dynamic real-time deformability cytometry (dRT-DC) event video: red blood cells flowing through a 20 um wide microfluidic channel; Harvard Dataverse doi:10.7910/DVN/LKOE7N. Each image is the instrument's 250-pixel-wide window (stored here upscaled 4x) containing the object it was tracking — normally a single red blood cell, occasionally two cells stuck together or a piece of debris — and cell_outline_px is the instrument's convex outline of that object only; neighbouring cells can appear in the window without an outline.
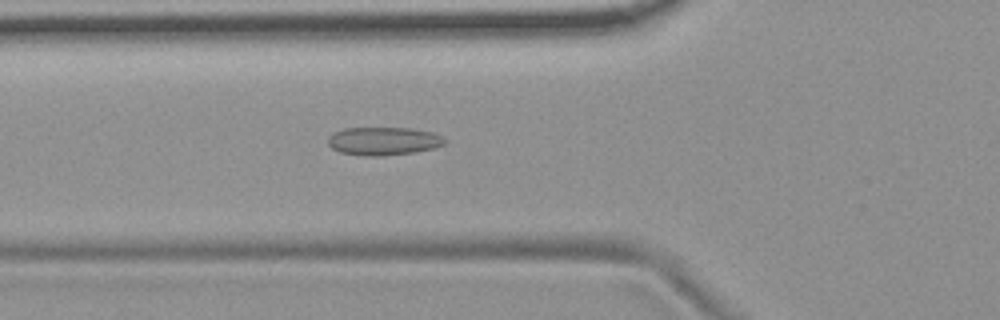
{"species": "common noctule bat (a hibernating species)", "species_latin": "Nyctalus noctula", "temperature_condition": "room temperature", "stored_images_in_passage": 43, "camera_frame_rate_fps": 3000, "um_per_image_px": 0.085, "animal": {"sex": "female", "body_mass_g": 19.9}, "frame": {"image": 1, "passage_image": 8, "time_ms": 2.333, "image_size_px": [1000, 320], "cell_outline_px": [[448, 140], [444, 144], [436, 148], [416, 152], [380, 156], [364, 156], [340, 152], [332, 148], [328, 144], [328, 136], [344, 128], [412, 128], [432, 132]], "centroid_in_image_um": [32.62, 12.0], "position_along_channel_um": 93.2, "area_um2": 19.25}}
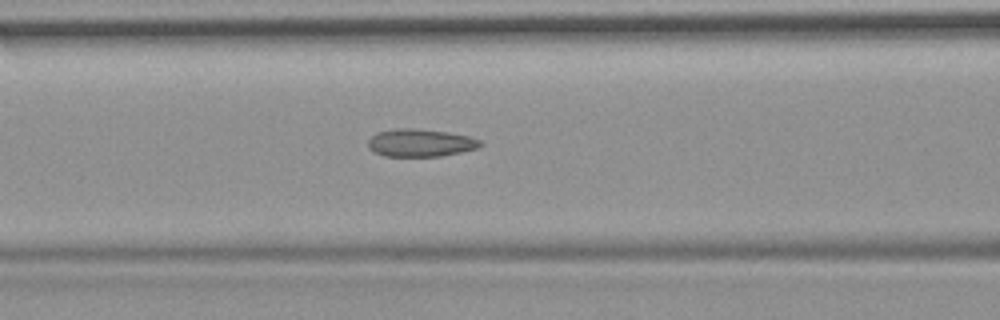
{"frame": {"image": 2, "passage_image": 11, "time_ms": 3.333, "image_size_px": [1000, 320], "cell_outline_px": [[484, 144], [476, 148], [460, 152], [440, 156], [384, 156], [372, 152], [368, 148], [368, 140], [376, 132], [392, 128], [412, 128], [448, 132], [468, 136], [480, 140]], "centroid_in_image_um": [35.68, 12.13], "position_along_channel_um": 130.9, "area_um2": 18.21}}
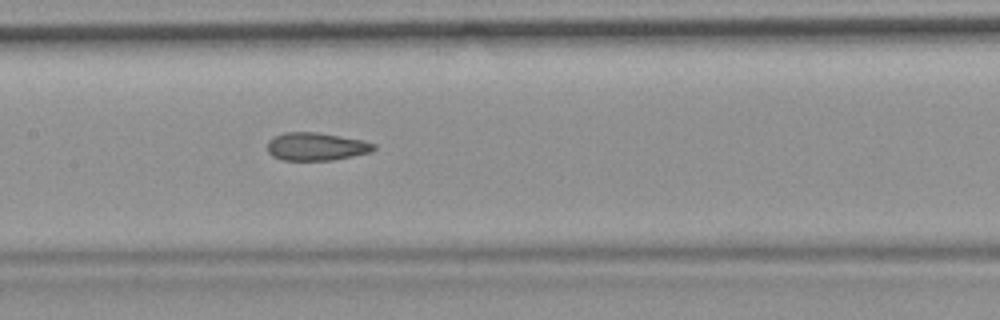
{"frame": {"image": 3, "passage_image": 15, "time_ms": 4.667, "image_size_px": [1000, 320], "cell_outline_px": [[376, 148], [372, 152], [332, 160], [284, 160], [272, 156], [268, 152], [268, 140], [284, 132], [316, 132], [340, 136], [360, 140], [376, 144]], "centroid_in_image_um": [26.87, 12.46], "position_along_channel_um": 180.5, "area_um2": 17.22}, "authors_computed_cell_mechanics": {"area_um2": 17.8602, "velocity_mm_per_s": 3.7332, "shape_relaxation_time_tau1_ms": null, "shape_relaxation_time_tau2_ms": 2.2547, "deformation_change_tau1": null, "deformation_change_tau2": 0.0917}}